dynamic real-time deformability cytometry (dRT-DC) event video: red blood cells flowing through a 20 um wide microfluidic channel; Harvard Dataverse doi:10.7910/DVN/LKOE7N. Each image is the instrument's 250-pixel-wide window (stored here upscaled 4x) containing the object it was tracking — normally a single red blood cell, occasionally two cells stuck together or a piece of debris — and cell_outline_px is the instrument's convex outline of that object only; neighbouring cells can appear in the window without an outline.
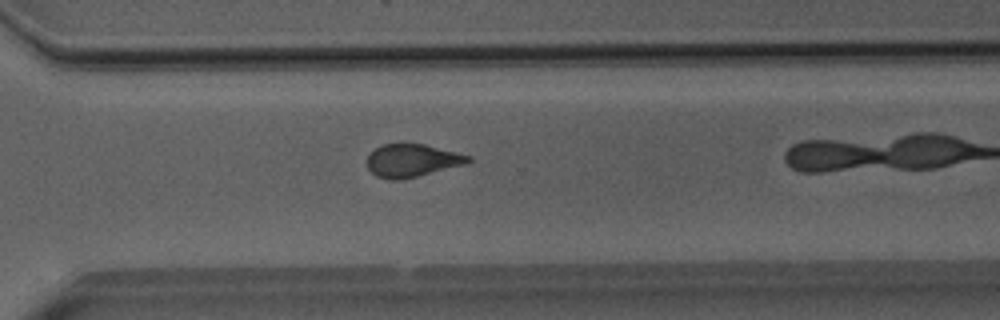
{"species": "Egyptian fruit bat (a non-hibernating species)", "species_latin": "Rousettus aegyptiacus", "temperature_condition": "room temperature", "stored_images_in_passage": 30, "camera_frame_rate_fps": 3000, "um_per_image_px": 0.085, "animal": {"sex": "male"}, "frame": {"image": 1, "passage_image": 26, "time_ms": 8.333, "image_size_px": [1000, 320], "cell_outline_px": [[472, 160], [468, 164], [400, 180], [392, 180], [376, 176], [368, 168], [368, 156], [376, 148], [384, 144], [424, 144], [472, 156]], "centroid_in_image_um": [35.07, 13.65], "position_along_channel_um": 335.5, "area_um2": 19.25}}